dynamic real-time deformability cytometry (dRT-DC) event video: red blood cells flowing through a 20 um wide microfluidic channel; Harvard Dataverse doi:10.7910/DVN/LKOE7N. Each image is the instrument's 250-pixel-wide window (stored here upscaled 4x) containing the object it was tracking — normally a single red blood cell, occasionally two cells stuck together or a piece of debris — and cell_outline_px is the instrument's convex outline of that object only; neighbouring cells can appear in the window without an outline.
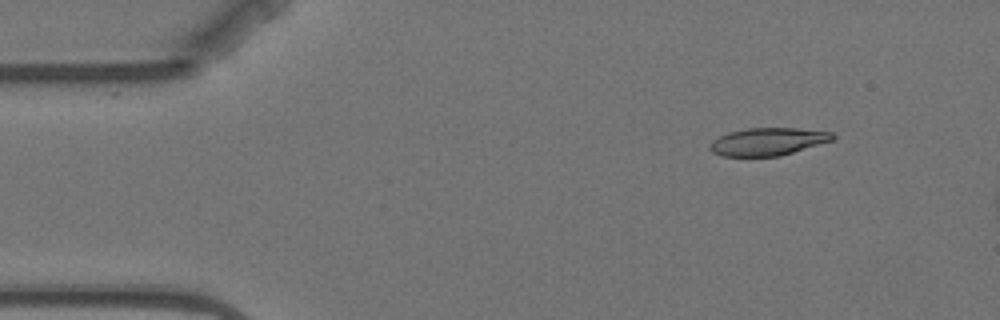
{"species": "Egyptian fruit bat (a non-hibernating species)", "species_latin": "Rousettus aegyptiacus", "temperature_condition": "warm", "stored_images_in_passage": 14, "camera_frame_rate_fps": 3000, "um_per_image_px": 0.085, "animal": {"sex": "female"}, "frame": {"image": 1, "passage_image": 2, "time_ms": 1.0, "image_size_px": [1000, 320], "cell_outline_px": [[836, 136], [832, 140], [780, 156], [720, 156], [712, 152], [708, 148], [708, 144], [712, 140], [728, 132], [748, 128], [796, 128], [832, 132]], "centroid_in_image_um": [65.22, 12.04], "position_along_channel_um": 19.8, "area_um2": 19.77}}
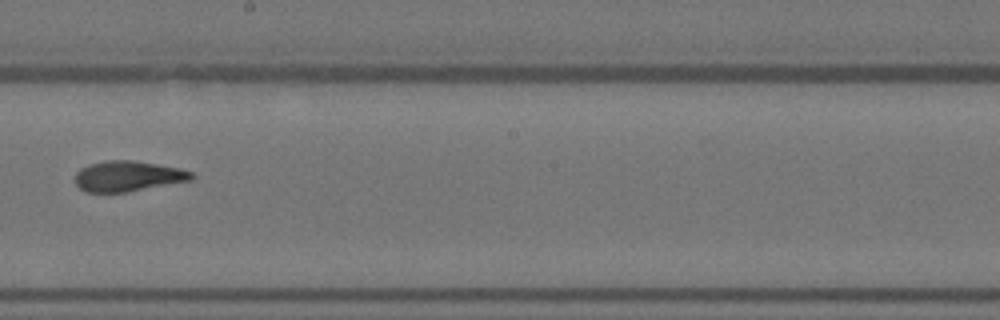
{"frame": {"image": 2, "passage_image": 8, "time_ms": 9.333, "image_size_px": [1000, 320], "cell_outline_px": [[196, 176], [192, 180], [124, 192], [84, 192], [76, 184], [76, 172], [80, 168], [88, 164], [108, 160], [132, 160], [180, 168], [192, 172]], "centroid_in_image_um": [10.87, 14.97], "position_along_channel_um": 237.3, "area_um2": 20.58}}
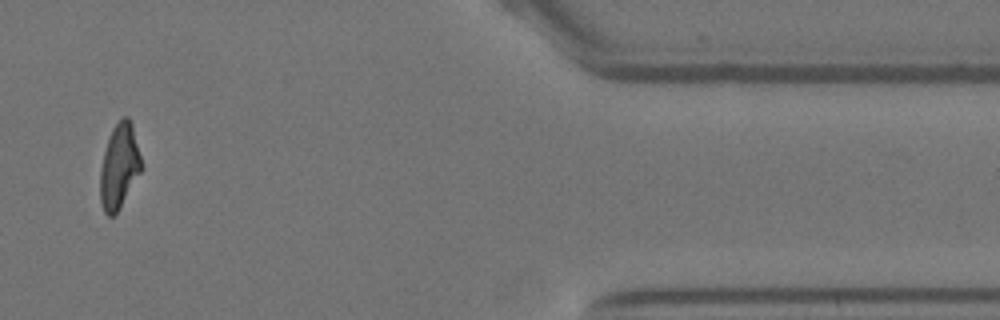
{"frame": {"image": 3, "passage_image": 13, "time_ms": 15.333, "image_size_px": [1000, 320], "cell_outline_px": [[140, 172], [120, 208], [112, 216], [108, 216], [104, 212], [100, 204], [100, 168], [104, 152], [112, 128], [124, 116], [128, 116], [132, 124], [140, 156]], "centroid_in_image_um": [10.1, 14.16], "position_along_channel_um": 401.3, "area_um2": 19.94}, "authors_computed_cell_mechanics": {"area_um2": 21.1259, "velocity_mm_per_s": 3.5, "shape_relaxation_time_tau1_ms": 10.5403, "shape_relaxation_time_tau2_ms": null, "deformation_change_tau1": 0.2591, "deformation_change_tau2": null}}